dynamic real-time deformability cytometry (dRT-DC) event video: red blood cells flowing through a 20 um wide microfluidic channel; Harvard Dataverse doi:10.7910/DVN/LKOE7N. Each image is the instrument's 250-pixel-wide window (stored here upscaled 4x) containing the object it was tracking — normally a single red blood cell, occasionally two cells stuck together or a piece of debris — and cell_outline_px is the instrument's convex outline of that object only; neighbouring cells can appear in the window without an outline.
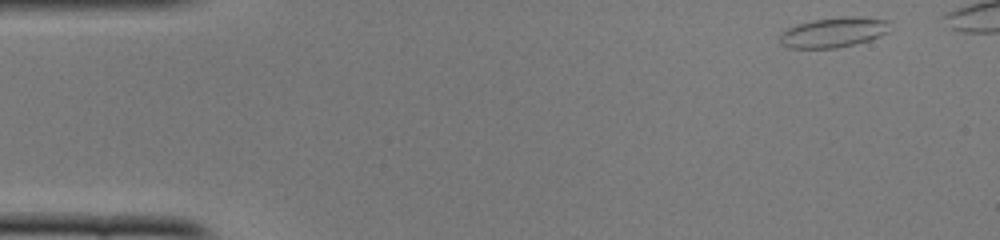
{"species": "common noctule bat (a hibernating species)", "species_latin": "Nyctalus noctula", "temperature_condition": "cold", "stored_images_in_passage": 43, "camera_frame_rate_fps": 3000, "um_per_image_px": 0.085, "animal": {"sex": "female", "body_mass_g": 22.0, "forearm_length_mm": 56.7}, "frame": {"image": 1, "passage_image": 1, "time_ms": 0.0, "image_size_px": [1000, 240], "cell_outline_px": [[888, 32], [880, 36], [868, 40], [836, 48], [788, 48], [780, 44], [776, 40], [780, 32], [796, 24], [812, 20], [840, 16], [860, 16], [888, 20]], "centroid_in_image_um": [70.77, 2.74], "position_along_channel_um": 14.2, "area_um2": 19.54}}
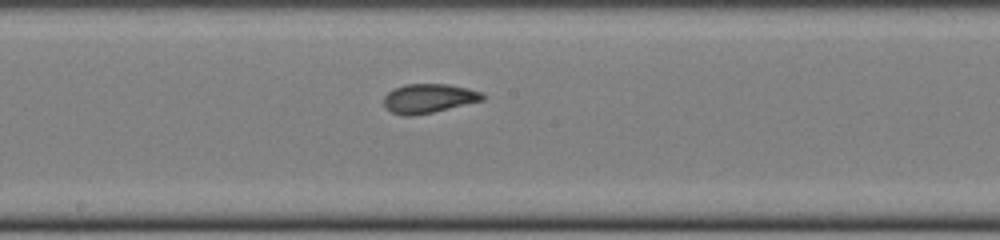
{"frame": {"image": 2, "passage_image": 24, "time_ms": 7.667, "image_size_px": [1000, 240], "cell_outline_px": [[484, 100], [432, 112], [412, 116], [404, 116], [392, 112], [384, 104], [384, 96], [392, 88], [404, 84], [448, 84], [468, 88], [480, 92], [484, 96]], "centroid_in_image_um": [36.41, 8.35], "position_along_channel_um": 211.8, "area_um2": 16.7}}
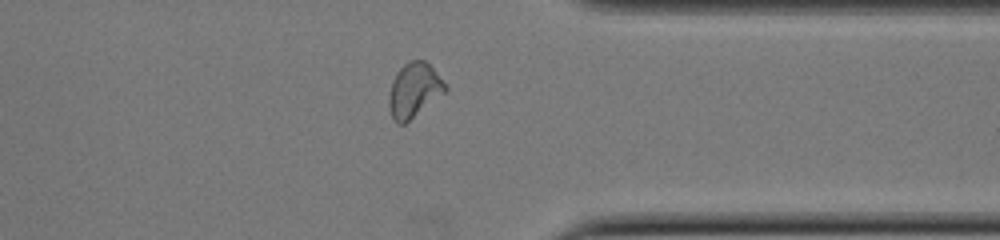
{"frame": {"image": 3, "passage_image": 37, "time_ms": 12.0, "image_size_px": [1000, 240], "cell_outline_px": [[448, 88], [444, 92], [404, 124], [396, 124], [392, 120], [388, 108], [388, 96], [392, 80], [396, 72], [408, 60], [424, 60], [432, 68]], "centroid_in_image_um": [35.12, 7.67], "position_along_channel_um": 376.3, "area_um2": 17.69}}